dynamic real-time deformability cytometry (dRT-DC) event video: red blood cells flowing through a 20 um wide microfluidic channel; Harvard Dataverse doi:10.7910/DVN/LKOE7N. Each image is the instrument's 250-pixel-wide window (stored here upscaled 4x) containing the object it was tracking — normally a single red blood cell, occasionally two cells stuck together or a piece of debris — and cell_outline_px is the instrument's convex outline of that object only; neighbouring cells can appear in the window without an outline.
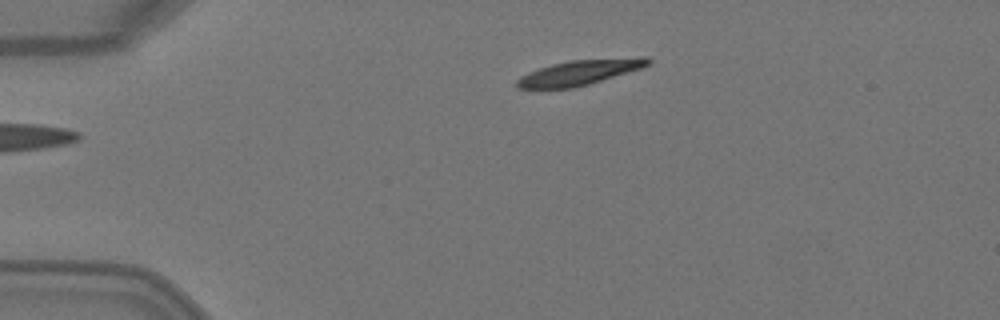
{"species": "Egyptian fruit bat (a non-hibernating species)", "species_latin": "Rousettus aegyptiacus", "temperature_condition": "warm", "stored_images_in_passage": 3, "camera_frame_rate_fps": 3000, "um_per_image_px": 0.085, "animal": {"sex": "female"}, "frame": {"image": 1, "passage_image": 3, "time_ms": 0.667, "image_size_px": [1000, 320], "cell_outline_px": [[652, 60], [648, 64], [640, 68], [588, 84], [572, 88], [516, 88], [516, 80], [520, 76], [528, 72], [552, 64], [568, 60], [640, 56], [648, 56]], "centroid_in_image_um": [49.27, 6.13], "position_along_channel_um": 35.7, "area_um2": 19.13}}